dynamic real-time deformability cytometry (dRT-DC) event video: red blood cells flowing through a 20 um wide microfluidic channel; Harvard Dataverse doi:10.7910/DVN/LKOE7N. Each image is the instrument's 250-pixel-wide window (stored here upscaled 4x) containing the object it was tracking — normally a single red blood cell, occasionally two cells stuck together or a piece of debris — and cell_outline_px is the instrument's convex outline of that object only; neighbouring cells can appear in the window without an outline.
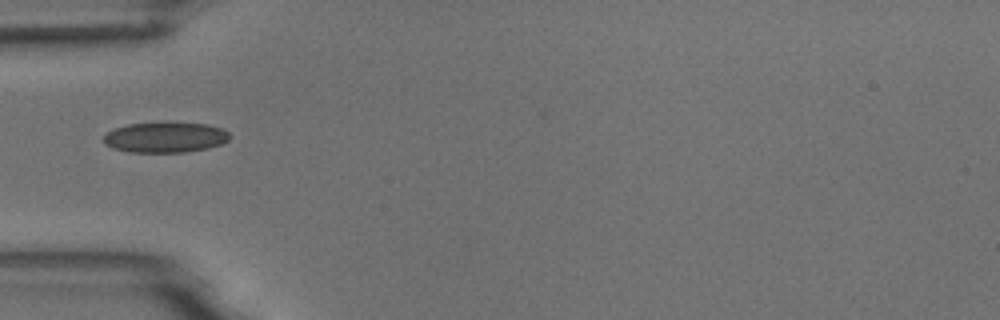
{"species": "common noctule bat (a hibernating species)", "species_latin": "Nyctalus noctula", "temperature_condition": "room temperature", "stored_images_in_passage": 6, "camera_frame_rate_fps": 3000, "um_per_image_px": 0.085, "animal": {"sex": "male", "body_mass_g": 18.8}, "frame": {"image": 1, "passage_image": 3, "time_ms": 3.333, "image_size_px": [1000, 320], "cell_outline_px": [[232, 136], [228, 140], [220, 144], [208, 148], [184, 152], [128, 152], [112, 148], [104, 144], [104, 136], [108, 132], [116, 128], [128, 124], [164, 120], [208, 124], [224, 128]], "centroid_in_image_um": [14.07, 11.63], "position_along_channel_um": 70.9, "area_um2": 23.12}}